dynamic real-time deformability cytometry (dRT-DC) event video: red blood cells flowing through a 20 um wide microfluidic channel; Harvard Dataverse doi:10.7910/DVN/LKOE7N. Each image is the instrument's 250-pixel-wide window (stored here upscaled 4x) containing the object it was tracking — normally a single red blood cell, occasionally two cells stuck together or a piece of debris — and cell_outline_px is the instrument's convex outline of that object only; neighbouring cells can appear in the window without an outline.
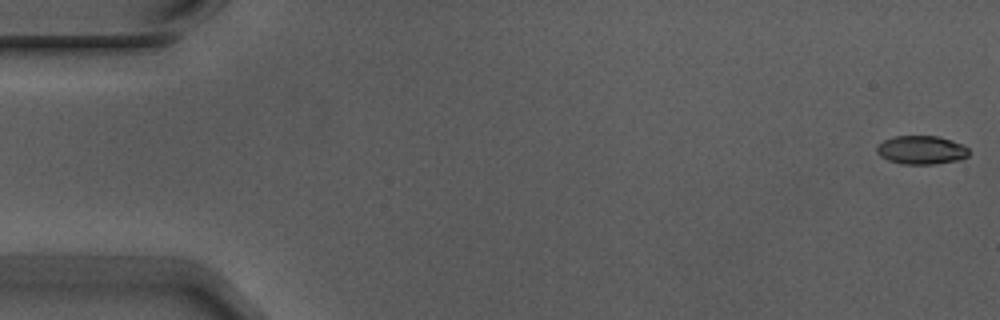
{"species": "Egyptian fruit bat (a non-hibernating species)", "species_latin": "Rousettus aegyptiacus", "temperature_condition": "warm", "stored_images_in_passage": 5, "camera_frame_rate_fps": 3000, "um_per_image_px": 0.085, "animal": {"sex": "male"}, "frame": {"image": 1, "passage_image": 1, "time_ms": 0.0, "image_size_px": [1000, 320], "cell_outline_px": [[968, 156], [956, 160], [932, 164], [900, 164], [888, 160], [880, 156], [876, 152], [876, 148], [884, 140], [896, 136], [936, 136], [952, 140], [964, 144], [968, 148]], "centroid_in_image_um": [78.31, 12.75], "position_along_channel_um": 6.7, "area_um2": 15.26}}
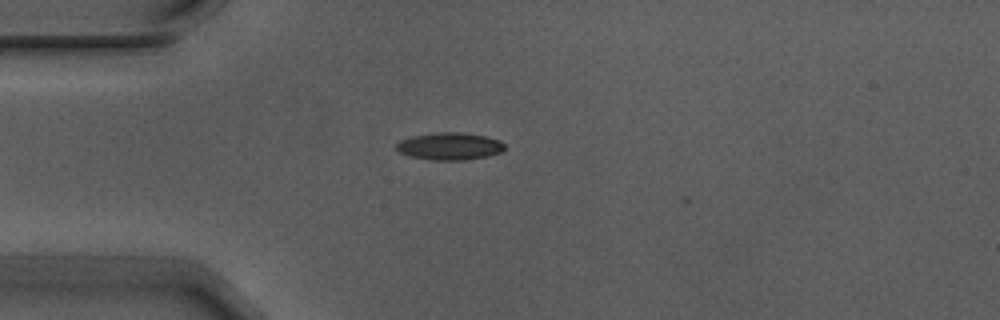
{"frame": {"image": 2, "passage_image": 5, "time_ms": 1.333, "image_size_px": [1000, 320], "cell_outline_px": [[504, 148], [500, 152], [484, 156], [464, 160], [432, 160], [412, 156], [400, 152], [396, 148], [396, 144], [400, 140], [412, 136], [436, 132], [464, 132], [484, 136], [500, 140], [504, 144]], "centroid_in_image_um": [38.2, 12.41], "position_along_channel_um": 46.8, "area_um2": 17.05}}